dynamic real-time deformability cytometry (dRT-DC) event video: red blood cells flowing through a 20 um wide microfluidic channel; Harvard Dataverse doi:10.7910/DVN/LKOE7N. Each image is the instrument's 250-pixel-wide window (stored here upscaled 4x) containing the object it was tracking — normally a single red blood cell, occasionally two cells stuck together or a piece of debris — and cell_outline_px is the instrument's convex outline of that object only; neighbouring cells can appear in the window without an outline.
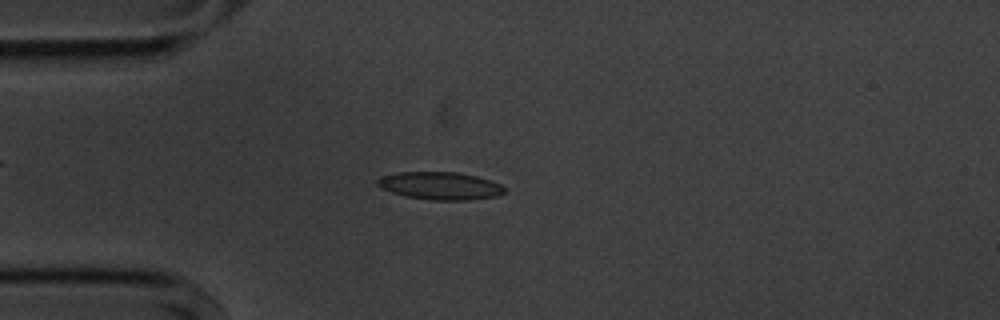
{"species": "common noctule bat (a hibernating species)", "species_latin": "Nyctalus noctula", "temperature_condition": "cold", "stored_images_in_passage": 40, "camera_frame_rate_fps": 3000, "um_per_image_px": 0.085, "animal": {"sex": "male", "body_mass_g": 20.1, "forearm_length_mm": 53.5}, "frame": {"image": 1, "passage_image": 14, "time_ms": 4.333, "image_size_px": [1000, 320], "cell_outline_px": [[504, 192], [496, 196], [468, 200], [432, 200], [404, 196], [380, 188], [376, 184], [376, 180], [380, 176], [396, 172], [456, 172], [476, 176], [500, 184], [504, 188]], "centroid_in_image_um": [37.34, 15.79], "position_along_channel_um": 47.7, "area_um2": 20.46}}
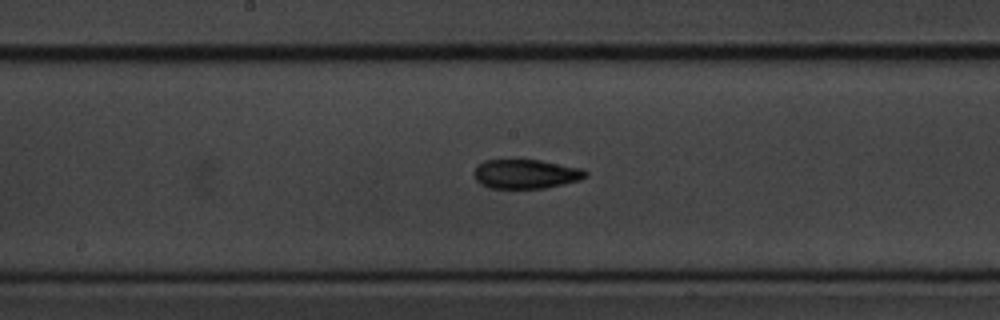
{"frame": {"image": 2, "passage_image": 28, "time_ms": 9.0, "image_size_px": [1000, 320], "cell_outline_px": [[588, 176], [580, 180], [544, 188], [488, 188], [480, 184], [476, 180], [472, 172], [476, 164], [484, 160], [540, 160], [584, 168], [588, 172]], "centroid_in_image_um": [44.68, 14.78], "position_along_channel_um": 203.5, "area_um2": 19.31}}
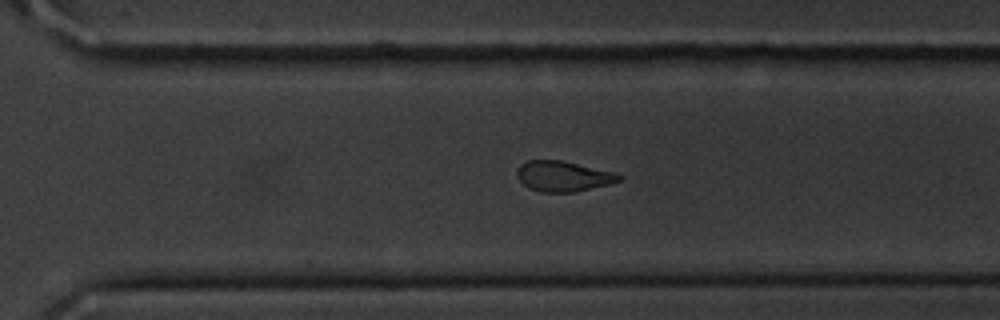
{"frame": {"image": 3, "passage_image": 38, "time_ms": 12.333, "image_size_px": [1000, 320], "cell_outline_px": [[624, 176], [620, 180], [608, 184], [576, 192], [540, 192], [528, 188], [520, 180], [516, 172], [520, 164], [528, 160], [564, 160], [616, 172]], "centroid_in_image_um": [47.89, 14.97], "position_along_channel_um": 322.7, "area_um2": 18.26}}